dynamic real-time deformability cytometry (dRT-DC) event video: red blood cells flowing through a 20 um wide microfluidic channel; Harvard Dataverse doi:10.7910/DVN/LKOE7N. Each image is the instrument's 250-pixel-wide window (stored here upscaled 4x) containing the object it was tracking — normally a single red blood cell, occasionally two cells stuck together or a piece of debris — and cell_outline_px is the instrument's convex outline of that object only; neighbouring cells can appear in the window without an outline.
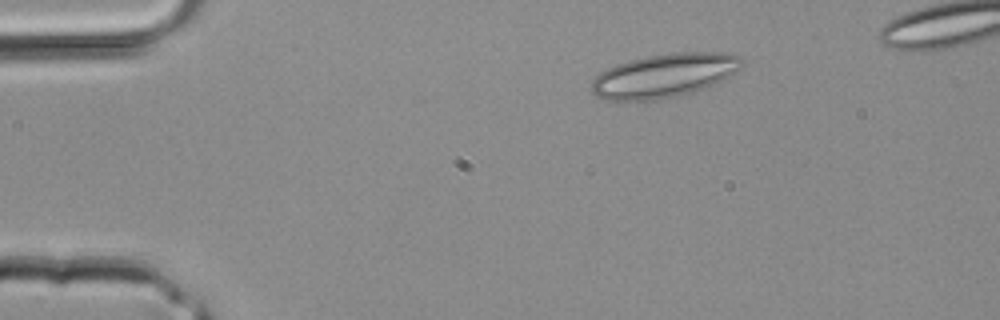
{"species": "common noctule bat (a hibernating species)", "species_latin": "Nyctalus noctula", "temperature_condition": "room temperature", "stored_images_in_passage": 3, "camera_frame_rate_fps": 3000, "um_per_image_px": 0.085, "animal": {"sex": "male", "body_mass_g": 20.4}, "frame": {"image": 1, "passage_image": 1, "time_ms": 0.0, "image_size_px": [1000, 320], "cell_outline_px": [[740, 68], [736, 72], [712, 84], [692, 92], [652, 100], [604, 100], [596, 96], [592, 92], [592, 80], [600, 72], [616, 64], [648, 56], [676, 52], [724, 52], [740, 56]], "centroid_in_image_um": [56.42, 6.41], "position_along_channel_um": 28.6, "area_um2": 37.74}}